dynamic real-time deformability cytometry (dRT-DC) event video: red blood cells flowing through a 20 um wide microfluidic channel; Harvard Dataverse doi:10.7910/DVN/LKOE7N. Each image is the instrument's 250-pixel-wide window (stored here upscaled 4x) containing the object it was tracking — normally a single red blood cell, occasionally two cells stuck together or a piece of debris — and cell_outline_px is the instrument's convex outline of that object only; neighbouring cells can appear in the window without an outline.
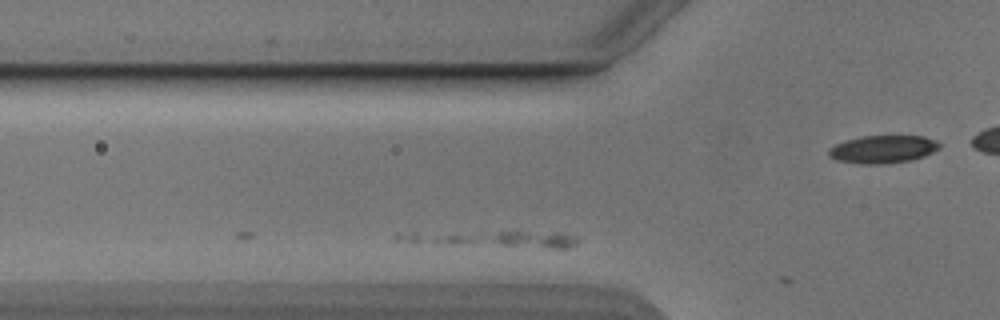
{"species": "Egyptian fruit bat (a non-hibernating species)", "species_latin": "Rousettus aegyptiacus", "temperature_condition": "cold", "stored_images_in_passage": 12, "camera_frame_rate_fps": 3000, "um_per_image_px": 0.085, "animal": {"sex": "male"}, "frame": {"image": 1, "passage_image": 3, "time_ms": 0.667, "image_size_px": [1000, 320], "cell_outline_px": [[580, 240], [576, 244], [568, 248], [552, 248], [456, 244], [432, 240], [436, 236], [480, 232], [560, 232], [576, 236]], "centroid_in_image_um": [43.6, 20.35], "position_along_channel_um": 82.2, "area_um2": 13.18}}